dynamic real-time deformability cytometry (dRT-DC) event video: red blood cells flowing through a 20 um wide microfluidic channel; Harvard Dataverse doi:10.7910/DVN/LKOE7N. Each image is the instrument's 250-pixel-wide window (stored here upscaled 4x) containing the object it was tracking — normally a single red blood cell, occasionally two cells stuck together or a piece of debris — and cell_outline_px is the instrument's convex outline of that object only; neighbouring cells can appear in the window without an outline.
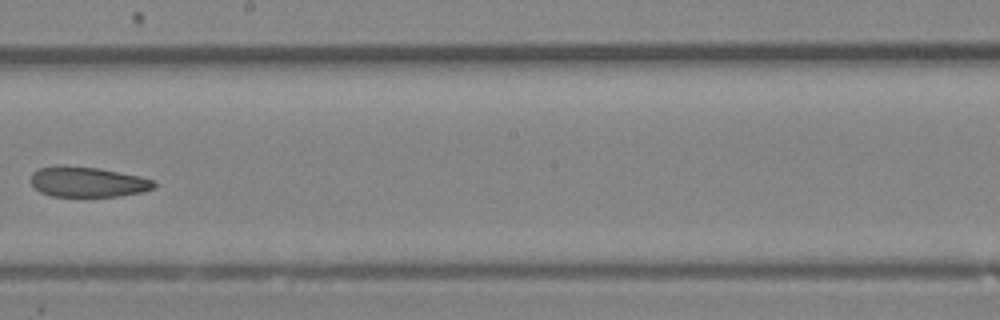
{"species": "Egyptian fruit bat (a non-hibernating species)", "species_latin": "Rousettus aegyptiacus", "temperature_condition": "room temperature", "stored_images_in_passage": 34, "camera_frame_rate_fps": 3000, "um_per_image_px": 0.085, "animal": {"sex": "female"}, "frame": {"image": 1, "passage_image": 20, "time_ms": 6.333, "image_size_px": [1000, 320], "cell_outline_px": [[156, 184], [152, 188], [144, 192], [120, 196], [52, 196], [40, 192], [32, 184], [32, 172], [40, 168], [100, 168], [140, 176], [156, 180]], "centroid_in_image_um": [7.55, 15.5], "position_along_channel_um": 240.7, "area_um2": 21.04}}